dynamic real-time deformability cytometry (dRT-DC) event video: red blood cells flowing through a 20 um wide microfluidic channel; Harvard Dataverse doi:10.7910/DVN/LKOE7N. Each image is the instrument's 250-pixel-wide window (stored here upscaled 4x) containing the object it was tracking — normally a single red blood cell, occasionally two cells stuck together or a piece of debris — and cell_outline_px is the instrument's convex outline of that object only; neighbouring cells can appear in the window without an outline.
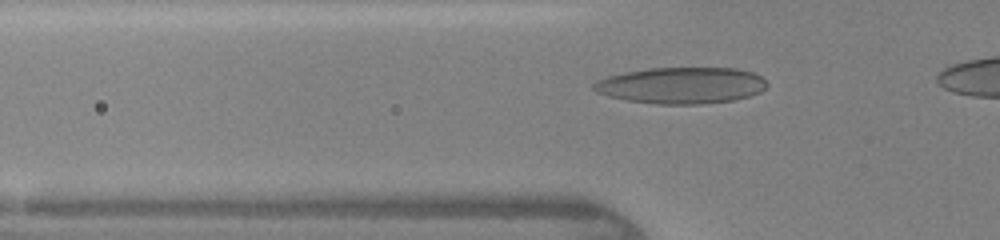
{"species": "human", "species_latin": "Homo sapiens", "temperature_condition": "warm", "stored_images_in_passage": 29, "camera_frame_rate_fps": 3000, "um_per_image_px": 0.085, "donor": {"sex": "female"}, "frame": {"image": 1, "passage_image": 5, "time_ms": 1.333, "image_size_px": [1000, 240], "cell_outline_px": [[768, 84], [760, 92], [748, 96], [732, 100], [700, 104], [656, 104], [628, 100], [608, 96], [596, 92], [592, 88], [592, 84], [596, 80], [608, 76], [624, 72], [648, 68], [736, 68], [752, 72], [760, 76]], "centroid_in_image_um": [57.88, 7.25], "position_along_channel_um": 67.9, "area_um2": 36.7}}
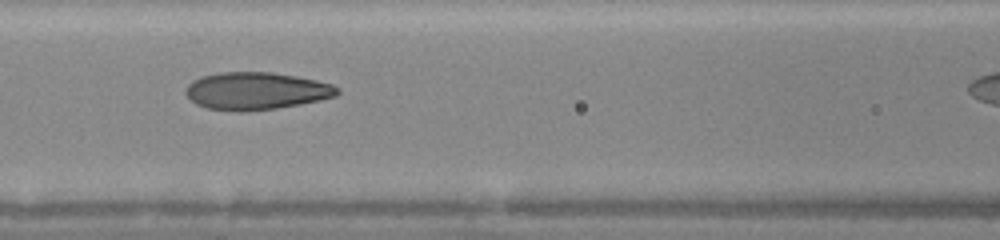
{"frame": {"image": 2, "passage_image": 10, "time_ms": 3.0, "image_size_px": [1000, 240], "cell_outline_px": [[340, 92], [336, 96], [320, 100], [300, 104], [276, 108], [240, 112], [236, 112], [208, 108], [196, 104], [184, 92], [188, 84], [192, 80], [200, 76], [220, 72], [272, 72], [296, 76], [316, 80], [332, 84], [340, 88]], "centroid_in_image_um": [21.77, 7.72], "position_along_channel_um": 144.8, "area_um2": 33.23}}
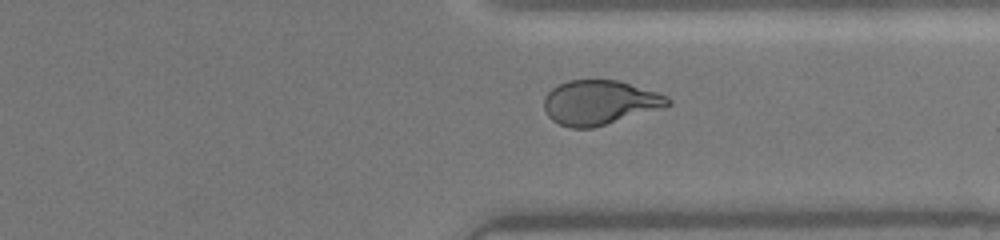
{"frame": {"image": 3, "passage_image": 24, "time_ms": 7.667, "image_size_px": [1000, 240], "cell_outline_px": [[672, 104], [664, 108], [592, 128], [572, 128], [560, 124], [552, 120], [548, 116], [544, 108], [544, 96], [552, 88], [568, 80], [620, 80], [668, 96], [672, 100]], "centroid_in_image_um": [50.99, 8.71], "position_along_channel_um": 360.4, "area_um2": 32.19}}